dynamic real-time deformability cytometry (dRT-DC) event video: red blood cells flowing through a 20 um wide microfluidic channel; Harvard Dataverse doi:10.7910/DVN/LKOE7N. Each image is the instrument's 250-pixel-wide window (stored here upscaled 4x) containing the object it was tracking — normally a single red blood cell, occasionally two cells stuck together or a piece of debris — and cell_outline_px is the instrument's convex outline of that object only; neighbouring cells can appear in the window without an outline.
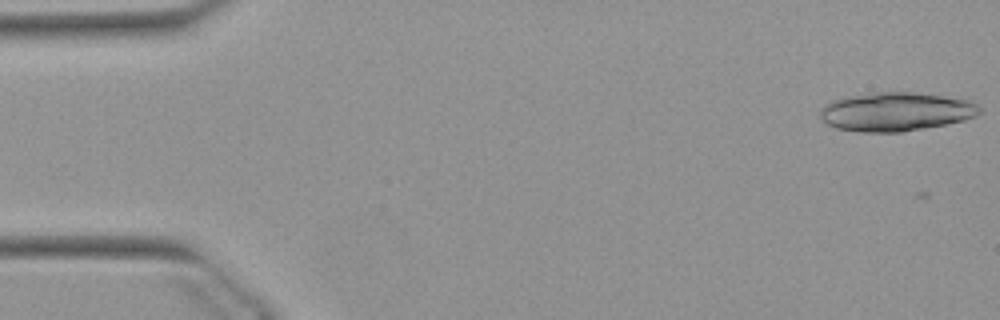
{"species": "Egyptian fruit bat (a non-hibernating species)", "species_latin": "Rousettus aegyptiacus", "temperature_condition": "warm", "stored_images_in_passage": 4, "camera_frame_rate_fps": 3000, "um_per_image_px": 0.085, "animal": {"sex": "female"}, "frame": {"image": 1, "passage_image": 2, "time_ms": 0.333, "image_size_px": [1000, 320], "cell_outline_px": [[980, 112], [976, 116], [964, 120], [904, 132], [856, 132], [836, 128], [820, 120], [820, 108], [824, 104], [832, 100], [844, 96], [872, 92], [912, 92], [972, 96], [980, 108]], "centroid_in_image_um": [76.23, 9.46], "position_along_channel_um": 8.8, "area_um2": 37.34}}